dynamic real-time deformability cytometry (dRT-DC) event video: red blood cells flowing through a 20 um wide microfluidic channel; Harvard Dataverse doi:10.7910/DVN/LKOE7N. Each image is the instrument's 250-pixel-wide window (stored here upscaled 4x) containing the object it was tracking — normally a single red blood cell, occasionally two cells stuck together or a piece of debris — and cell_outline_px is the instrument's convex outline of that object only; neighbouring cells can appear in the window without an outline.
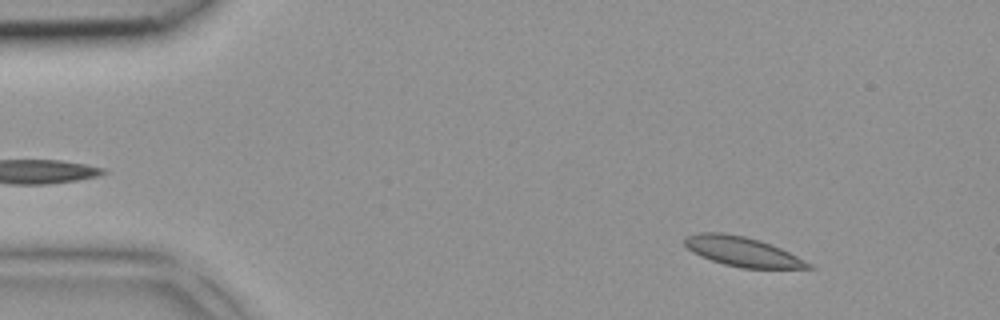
{"species": "common noctule bat (a hibernating species)", "species_latin": "Nyctalus noctula", "temperature_condition": "room temperature", "stored_images_in_passage": 43, "camera_frame_rate_fps": 3000, "um_per_image_px": 0.085, "animal": {"sex": "female", "body_mass_g": 18.4}, "frame": {"image": 1, "passage_image": 5, "time_ms": 1.333, "image_size_px": [1000, 320], "cell_outline_px": [[816, 268], [740, 268], [724, 264], [700, 256], [692, 252], [684, 244], [684, 236], [700, 232], [724, 232], [744, 236], [780, 248], [812, 264]], "centroid_in_image_um": [63.05, 21.38], "position_along_channel_um": 22.0, "area_um2": 21.1}}
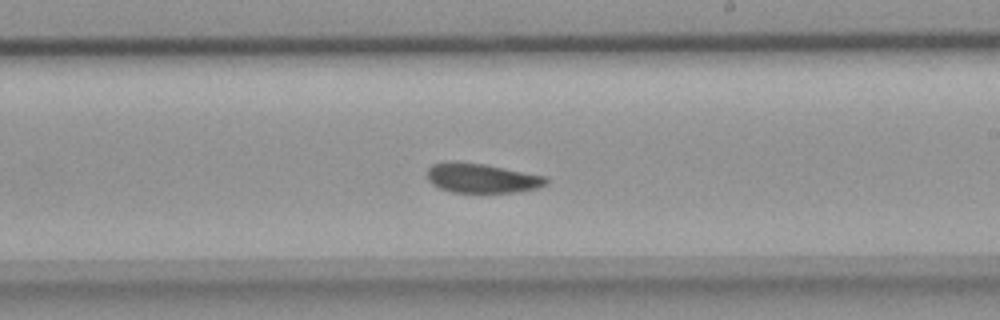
{"frame": {"image": 2, "passage_image": 25, "time_ms": 8.0, "image_size_px": [1000, 320], "cell_outline_px": [[548, 184], [540, 188], [516, 192], [452, 192], [440, 188], [432, 184], [428, 180], [428, 168], [432, 164], [444, 160], [484, 164], [548, 176]], "centroid_in_image_um": [40.98, 15.13], "position_along_channel_um": 248.0, "area_um2": 20.69}}
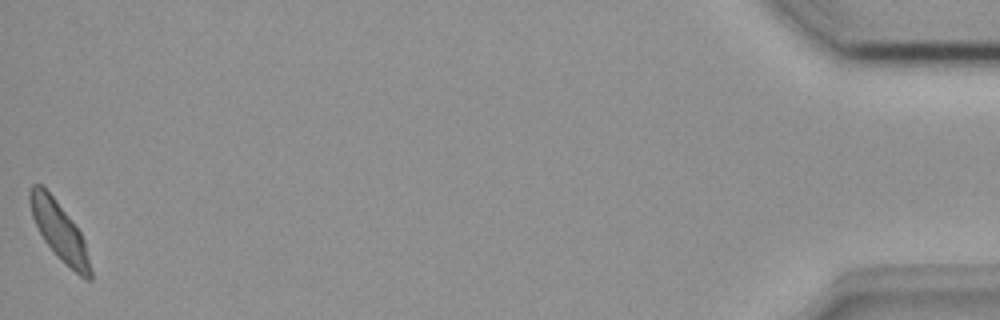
{"frame": {"image": 3, "passage_image": 43, "time_ms": 14.0, "image_size_px": [1000, 320], "cell_outline_px": [[92, 280], [88, 280], [80, 276], [60, 260], [44, 240], [32, 216], [28, 200], [28, 192], [32, 184], [44, 184], [72, 220], [80, 232], [84, 240], [92, 272]], "centroid_in_image_um": [5.03, 19.6], "position_along_channel_um": 430.2, "area_um2": 20.63}}